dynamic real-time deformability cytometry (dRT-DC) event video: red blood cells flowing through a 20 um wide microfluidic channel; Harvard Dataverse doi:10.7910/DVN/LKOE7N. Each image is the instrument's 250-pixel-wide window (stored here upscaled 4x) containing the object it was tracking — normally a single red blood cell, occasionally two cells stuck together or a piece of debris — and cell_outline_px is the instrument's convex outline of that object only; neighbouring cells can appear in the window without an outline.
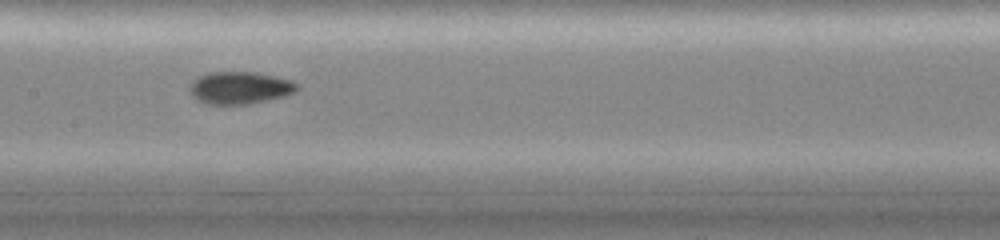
{"species": "common noctule bat (a hibernating species)", "species_latin": "Nyctalus noctula", "temperature_condition": "cold", "stored_images_in_passage": 31, "camera_frame_rate_fps": 3000, "um_per_image_px": 0.085, "animal": {"sex": "female", "body_mass_g": 19.0, "forearm_length_mm": 51.5}, "frame": {"image": 1, "passage_image": 22, "time_ms": 7.0, "image_size_px": [1000, 240], "cell_outline_px": [[300, 88], [296, 92], [284, 96], [268, 100], [248, 104], [204, 104], [196, 100], [192, 96], [188, 88], [192, 80], [200, 76], [212, 72], [256, 72], [276, 76], [292, 80], [300, 84]], "centroid_in_image_um": [20.41, 7.46], "position_along_channel_um": 187.0, "area_um2": 20.58}}
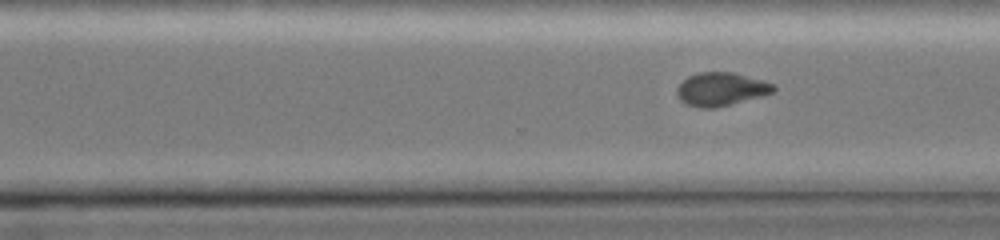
{"frame": {"image": 2, "passage_image": 31, "time_ms": 10.0, "image_size_px": [1000, 240], "cell_outline_px": [[776, 88], [772, 92], [764, 96], [716, 108], [700, 108], [688, 104], [680, 100], [676, 92], [676, 88], [688, 76], [700, 72], [732, 72], [764, 80], [772, 84]], "centroid_in_image_um": [61.3, 7.58], "position_along_channel_um": 309.3, "area_um2": 18.79}}